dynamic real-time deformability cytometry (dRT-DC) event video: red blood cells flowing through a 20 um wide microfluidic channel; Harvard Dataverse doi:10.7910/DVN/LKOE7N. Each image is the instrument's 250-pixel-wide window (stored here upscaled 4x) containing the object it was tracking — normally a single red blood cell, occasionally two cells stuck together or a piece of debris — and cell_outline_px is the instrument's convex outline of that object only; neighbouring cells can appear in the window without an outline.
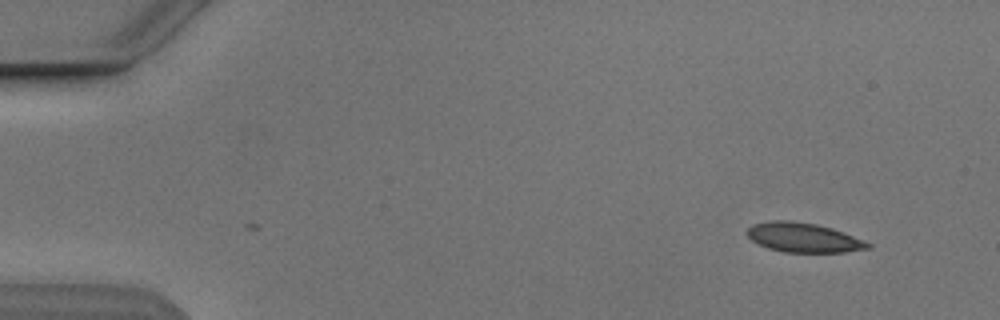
{"species": "Egyptian fruit bat (a non-hibernating species)", "species_latin": "Rousettus aegyptiacus", "temperature_condition": "cold", "stored_images_in_passage": 6, "camera_frame_rate_fps": 3000, "um_per_image_px": 0.085, "animal": {"sex": "male"}, "frame": {"image": 1, "passage_image": 6, "time_ms": 1.667, "image_size_px": [1000, 320], "cell_outline_px": [[872, 248], [844, 252], [784, 252], [768, 248], [752, 240], [748, 236], [748, 228], [752, 224], [772, 220], [788, 220], [816, 224], [832, 228], [872, 244]], "centroid_in_image_um": [68.29, 20.19], "position_along_channel_um": 16.7, "area_um2": 20.52}}